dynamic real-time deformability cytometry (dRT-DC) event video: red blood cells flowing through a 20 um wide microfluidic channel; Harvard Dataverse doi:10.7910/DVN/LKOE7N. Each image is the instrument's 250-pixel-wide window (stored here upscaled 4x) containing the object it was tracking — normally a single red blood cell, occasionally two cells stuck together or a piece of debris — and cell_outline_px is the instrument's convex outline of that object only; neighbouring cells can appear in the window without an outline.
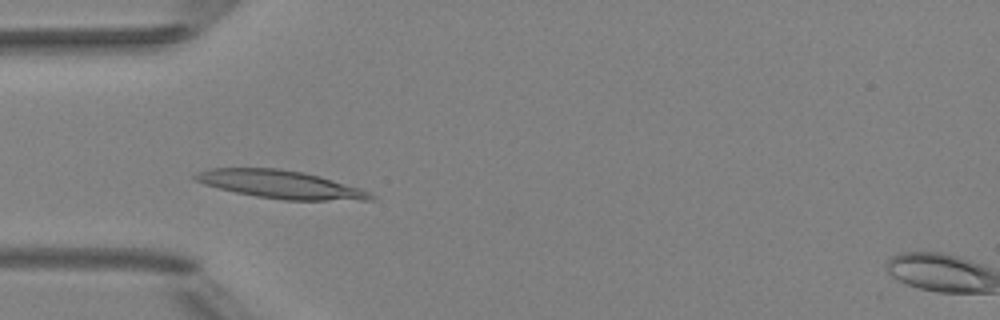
{"species": "Egyptian fruit bat (a non-hibernating species)", "species_latin": "Rousettus aegyptiacus", "temperature_condition": "room temperature", "stored_images_in_passage": 5, "camera_frame_rate_fps": 3000, "um_per_image_px": 0.085, "animal": {"sex": "female"}, "frame": {"image": 1, "passage_image": 4, "time_ms": 3.333, "image_size_px": [1000, 320], "cell_outline_px": [[376, 196], [372, 200], [284, 200], [256, 196], [236, 192], [204, 184], [196, 180], [192, 176], [196, 172], [208, 168], [280, 168], [304, 172], [320, 176], [360, 188], [372, 192]], "centroid_in_image_um": [23.86, 15.67], "position_along_channel_um": 61.1, "area_um2": 28.67}}
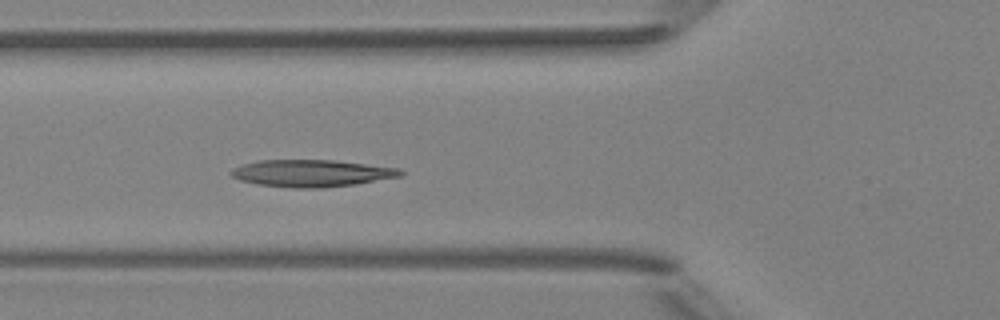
{"frame": {"image": 2, "passage_image": 5, "time_ms": 4.333, "image_size_px": [1000, 320], "cell_outline_px": [[404, 172], [400, 176], [356, 184], [324, 188], [292, 188], [256, 184], [240, 180], [232, 176], [228, 172], [232, 168], [244, 164], [260, 160], [332, 160], [400, 168]], "centroid_in_image_um": [26.46, 14.73], "position_along_channel_um": 99.3, "area_um2": 26.7}}